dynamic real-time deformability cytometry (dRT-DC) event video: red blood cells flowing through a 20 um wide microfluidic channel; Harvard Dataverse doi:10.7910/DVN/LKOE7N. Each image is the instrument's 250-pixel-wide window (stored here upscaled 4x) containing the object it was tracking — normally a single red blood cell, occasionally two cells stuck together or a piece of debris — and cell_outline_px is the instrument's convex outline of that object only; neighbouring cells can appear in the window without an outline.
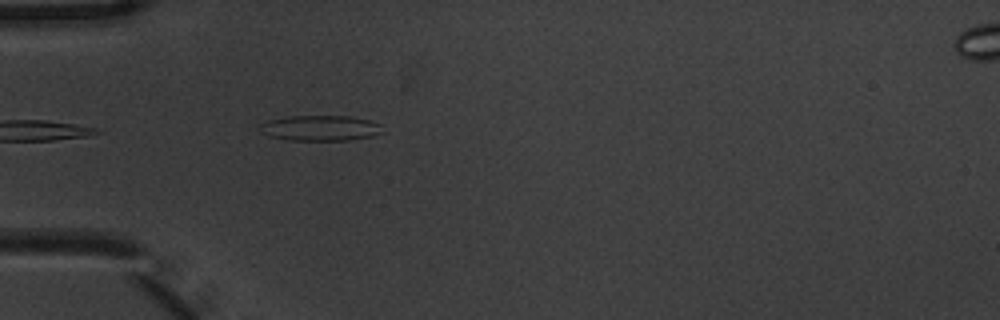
{"species": "common noctule bat (a hibernating species)", "species_latin": "Nyctalus noctula", "temperature_condition": "warm", "stored_images_in_passage": 4, "camera_frame_rate_fps": 3000, "um_per_image_px": 0.085, "animal": {"sex": "male", "body_mass_g": 20.1, "forearm_length_mm": 53.5}, "frame": {"image": 1, "passage_image": 4, "time_ms": 1.0, "image_size_px": [1000, 320], "cell_outline_px": [[384, 132], [372, 136], [348, 140], [288, 140], [268, 136], [260, 132], [260, 124], [268, 120], [288, 116], [348, 116], [368, 120], [380, 124]], "centroid_in_image_um": [27.2, 10.89], "position_along_channel_um": 57.8, "area_um2": 18.21}}